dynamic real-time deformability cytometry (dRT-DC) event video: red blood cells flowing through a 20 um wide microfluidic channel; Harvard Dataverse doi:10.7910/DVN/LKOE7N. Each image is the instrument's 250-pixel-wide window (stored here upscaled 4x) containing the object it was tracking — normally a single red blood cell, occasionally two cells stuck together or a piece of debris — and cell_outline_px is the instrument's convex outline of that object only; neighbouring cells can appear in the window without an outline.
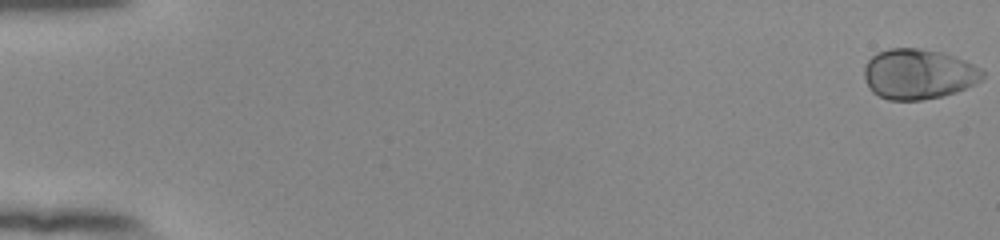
{"species": "human", "species_latin": "Homo sapiens", "temperature_condition": "room temperature", "stored_images_in_passage": 56, "camera_frame_rate_fps": 3000, "um_per_image_px": 0.085, "donor": {"sex": "female"}, "frame": {"image": 1, "passage_image": 1, "time_ms": 0.0, "image_size_px": [1000, 240], "cell_outline_px": [[984, 76], [980, 80], [956, 92], [940, 96], [920, 100], [888, 100], [872, 92], [864, 76], [864, 68], [868, 60], [876, 52], [888, 48], [920, 48], [940, 52], [964, 60], [980, 68], [984, 72]], "centroid_in_image_um": [78.03, 6.28], "position_along_channel_um": 7.0, "area_um2": 34.39}}
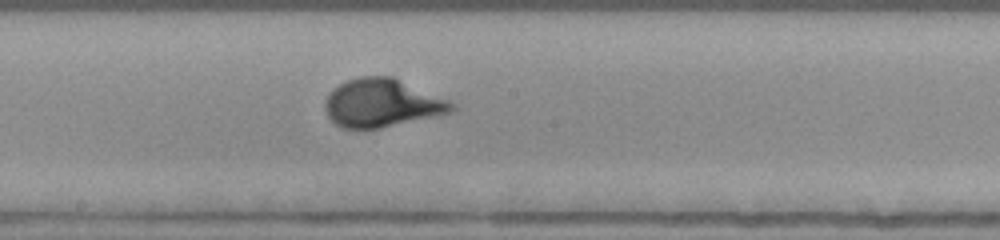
{"frame": {"image": 2, "passage_image": 32, "time_ms": 10.333, "image_size_px": [1000, 240], "cell_outline_px": [[456, 108], [452, 112], [376, 128], [344, 128], [336, 124], [328, 116], [324, 104], [328, 92], [332, 88], [348, 80], [360, 76], [392, 76], [448, 100], [456, 104]], "centroid_in_image_um": [32.44, 8.74], "position_along_channel_um": 215.8, "area_um2": 35.08}}
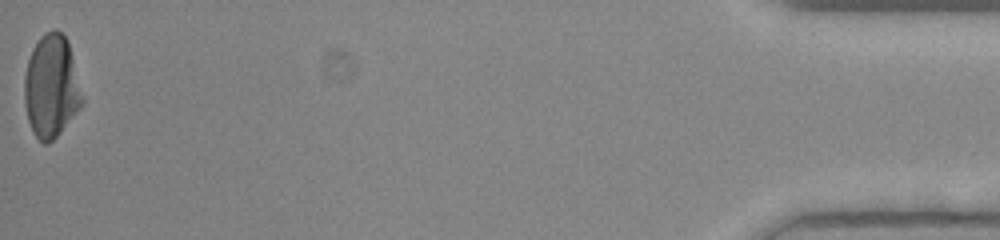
{"frame": {"image": 3, "passage_image": 56, "time_ms": 18.333, "image_size_px": [1000, 240], "cell_outline_px": [[84, 104], [60, 132], [48, 144], [44, 144], [32, 132], [28, 120], [24, 104], [24, 76], [28, 60], [32, 48], [40, 36], [44, 32], [52, 28], [56, 28], [68, 40], [84, 100]], "centroid_in_image_um": [4.36, 7.33], "position_along_channel_um": 430.8, "area_um2": 34.91}, "authors_computed_cell_mechanics": {"area_um2": 33.6396, "velocity_mm_per_s": 3.8124, "shape_relaxation_time_tau1_ms": 3.1749, "shape_relaxation_time_tau2_ms": null, "deformation_change_tau1": 0.201, "deformation_change_tau2": null}}